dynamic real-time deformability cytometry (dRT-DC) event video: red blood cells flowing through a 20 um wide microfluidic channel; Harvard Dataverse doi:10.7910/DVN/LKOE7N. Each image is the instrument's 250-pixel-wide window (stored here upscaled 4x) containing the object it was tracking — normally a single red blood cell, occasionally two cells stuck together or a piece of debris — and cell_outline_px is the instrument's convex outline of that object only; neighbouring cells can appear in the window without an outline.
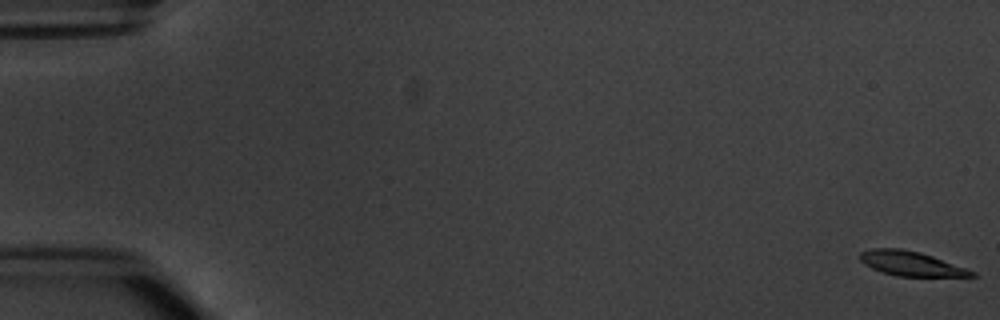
{"species": "common noctule bat (a hibernating species)", "species_latin": "Nyctalus noctula", "temperature_condition": "warm", "stored_images_in_passage": 5, "camera_frame_rate_fps": 3000, "um_per_image_px": 0.085, "animal": {"sex": "male", "body_mass_g": 20.1, "forearm_length_mm": 53.5}, "frame": {"image": 1, "passage_image": 1, "time_ms": 0.0, "image_size_px": [1000, 320], "cell_outline_px": [[976, 276], [896, 276], [880, 272], [864, 264], [860, 260], [860, 252], [872, 248], [900, 248], [920, 252], [932, 256], [976, 272]], "centroid_in_image_um": [77.38, 22.4], "position_along_channel_um": 7.6, "area_um2": 15.84}}